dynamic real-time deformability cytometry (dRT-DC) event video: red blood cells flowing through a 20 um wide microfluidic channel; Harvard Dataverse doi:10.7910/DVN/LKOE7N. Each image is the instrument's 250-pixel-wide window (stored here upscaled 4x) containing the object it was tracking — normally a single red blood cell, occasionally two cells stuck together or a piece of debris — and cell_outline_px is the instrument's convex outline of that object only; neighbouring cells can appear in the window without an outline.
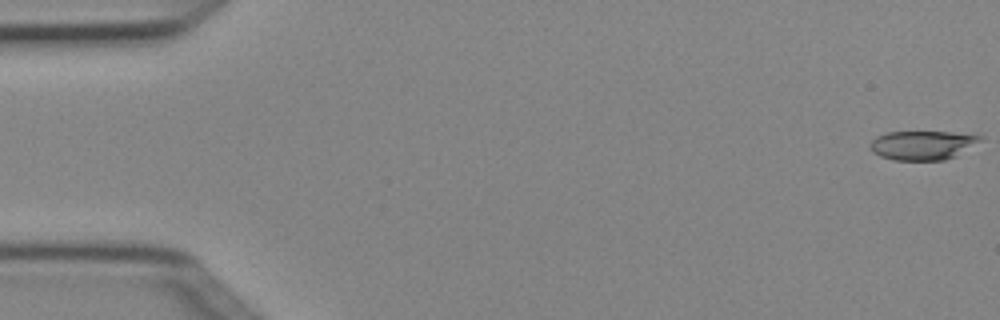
{"species": "Egyptian fruit bat (a non-hibernating species)", "species_latin": "Rousettus aegyptiacus", "temperature_condition": "cold", "stored_images_in_passage": 4, "camera_frame_rate_fps": 3000, "um_per_image_px": 0.085, "animal": {"sex": "female"}, "frame": {"image": 1, "passage_image": 1, "time_ms": 0.0, "image_size_px": [1000, 320], "cell_outline_px": [[984, 140], [956, 156], [944, 160], [896, 160], [880, 156], [872, 152], [868, 144], [876, 136], [888, 132], [952, 132], [984, 136]], "centroid_in_image_um": [78.43, 12.34], "position_along_channel_um": 6.6, "area_um2": 18.84}}
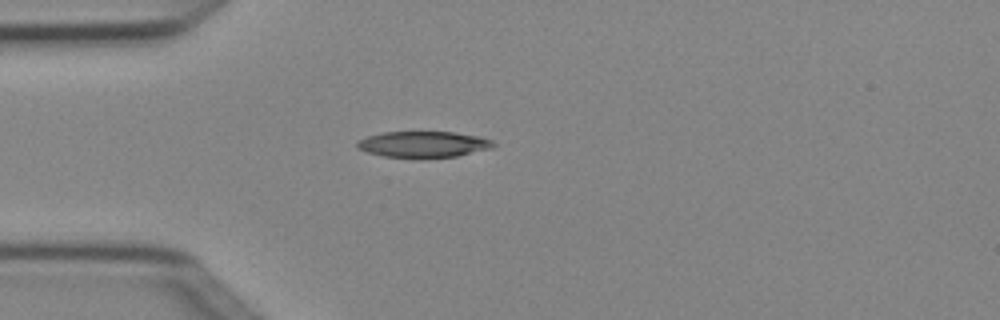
{"frame": {"image": 2, "passage_image": 4, "time_ms": 1.0, "image_size_px": [1000, 320], "cell_outline_px": [[496, 144], [492, 148], [456, 156], [424, 160], [384, 156], [368, 152], [356, 148], [356, 140], [380, 132], [452, 132], [480, 136], [492, 140]], "centroid_in_image_um": [35.97, 12.29], "position_along_channel_um": 49.0, "area_um2": 21.33}}